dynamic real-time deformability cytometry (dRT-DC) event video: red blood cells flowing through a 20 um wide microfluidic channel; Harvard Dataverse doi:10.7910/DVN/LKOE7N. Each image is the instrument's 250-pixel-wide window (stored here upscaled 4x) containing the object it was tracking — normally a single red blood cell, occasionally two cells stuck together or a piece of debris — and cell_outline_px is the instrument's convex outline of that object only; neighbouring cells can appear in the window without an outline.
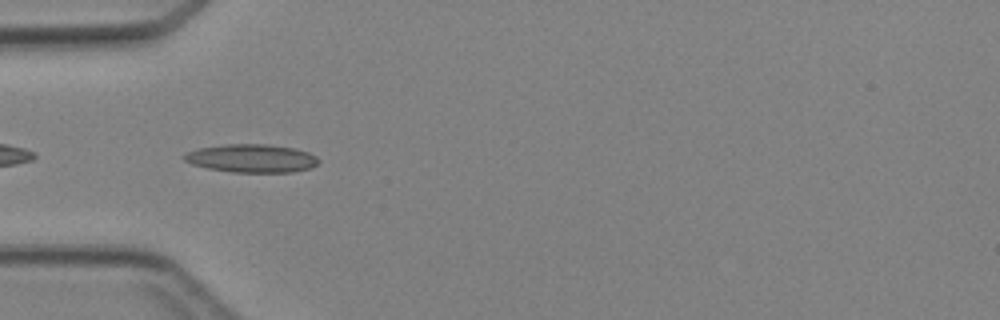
{"species": "Egyptian fruit bat (a non-hibernating species)", "species_latin": "Rousettus aegyptiacus", "temperature_condition": "cold", "stored_images_in_passage": 32, "camera_frame_rate_fps": 3000, "um_per_image_px": 0.085, "animal": {"sex": "female"}, "frame": {"image": 1, "passage_image": 1, "time_ms": 0.0, "image_size_px": [1000, 320], "cell_outline_px": [[320, 160], [312, 168], [292, 172], [232, 172], [208, 168], [192, 164], [184, 160], [180, 156], [184, 152], [196, 148], [224, 144], [268, 144], [296, 148], [308, 152], [316, 156]], "centroid_in_image_um": [21.35, 13.45], "position_along_channel_um": 63.6, "area_um2": 22.43}}
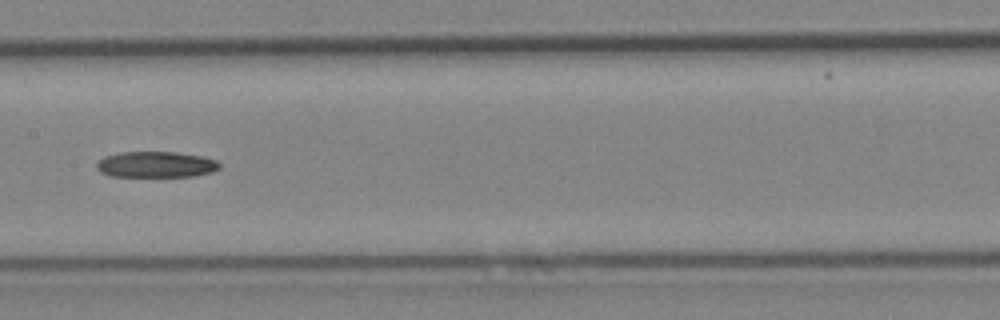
{"frame": {"image": 2, "passage_image": 10, "time_ms": 3.0, "image_size_px": [1000, 320], "cell_outline_px": [[220, 168], [212, 172], [192, 176], [112, 176], [100, 172], [96, 168], [96, 164], [104, 156], [120, 152], [176, 152], [204, 156], [216, 160], [220, 164]], "centroid_in_image_um": [13.27, 13.97], "position_along_channel_um": 194.1, "area_um2": 18.61}}
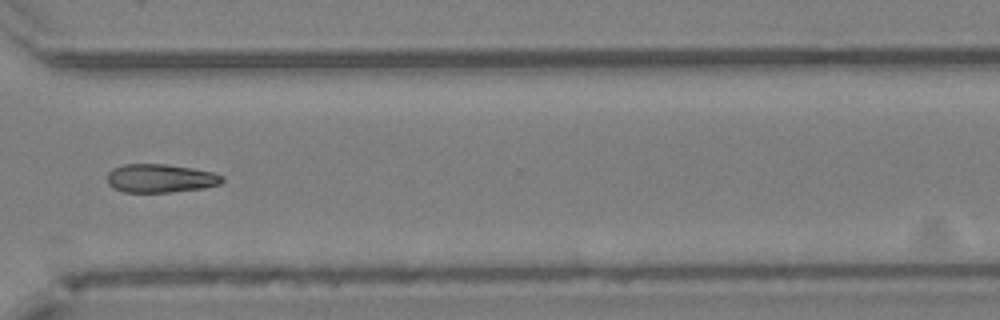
{"frame": {"image": 3, "passage_image": 21, "time_ms": 6.667, "image_size_px": [1000, 320], "cell_outline_px": [[224, 180], [220, 184], [204, 188], [172, 192], [124, 192], [112, 188], [108, 184], [108, 172], [112, 168], [124, 164], [164, 164], [192, 168], [212, 172], [224, 176]], "centroid_in_image_um": [13.63, 15.16], "position_along_channel_um": 357.0, "area_um2": 19.19}}